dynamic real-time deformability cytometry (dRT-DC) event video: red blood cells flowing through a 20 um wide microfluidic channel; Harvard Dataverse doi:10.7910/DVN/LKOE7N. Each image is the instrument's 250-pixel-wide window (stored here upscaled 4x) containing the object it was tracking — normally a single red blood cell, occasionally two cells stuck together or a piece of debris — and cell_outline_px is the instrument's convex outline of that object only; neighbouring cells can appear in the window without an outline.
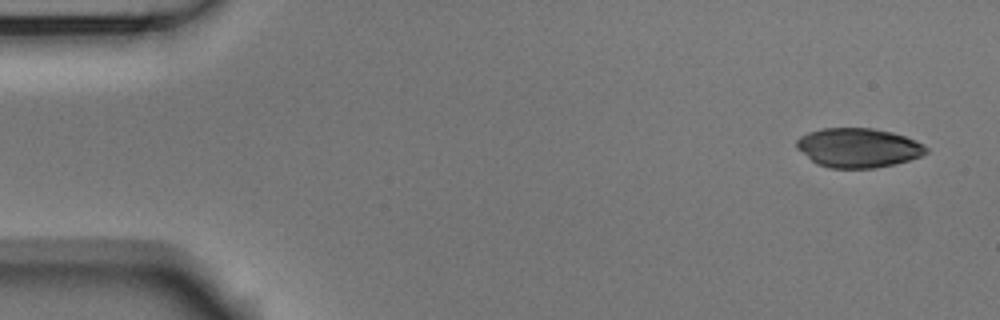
{"species": "Egyptian fruit bat (a non-hibernating species)", "species_latin": "Rousettus aegyptiacus", "temperature_condition": "room temperature", "stored_images_in_passage": 7, "camera_frame_rate_fps": 3000, "um_per_image_px": 0.085, "animal": {"sex": "male"}, "frame": {"image": 1, "passage_image": 1, "time_ms": 0.0, "image_size_px": [1000, 320], "cell_outline_px": [[928, 152], [920, 156], [908, 160], [876, 168], [832, 168], [816, 164], [796, 148], [796, 140], [800, 136], [808, 132], [820, 128], [872, 128], [892, 132], [916, 140], [924, 144], [928, 148]], "centroid_in_image_um": [72.93, 12.55], "position_along_channel_um": 12.1, "area_um2": 29.77}}
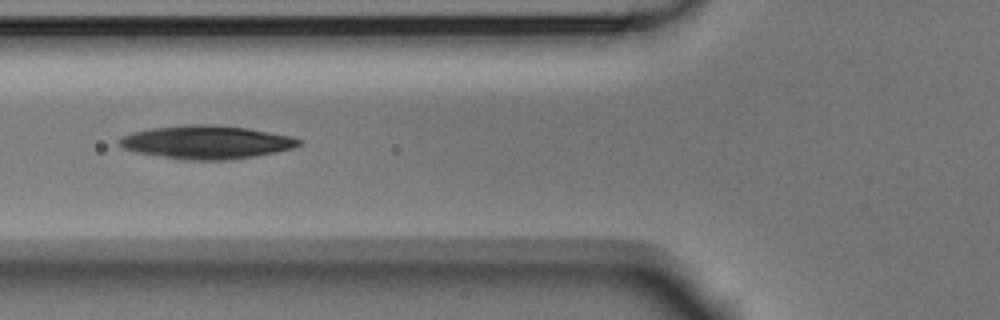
{"frame": {"image": 2, "passage_image": 5, "time_ms": 1.333, "image_size_px": [1000, 320], "cell_outline_px": [[304, 144], [292, 148], [252, 156], [228, 160], [184, 160], [136, 152], [124, 148], [116, 144], [116, 140], [132, 132], [152, 128], [188, 124], [212, 124], [248, 128], [292, 136], [304, 140]], "centroid_in_image_um": [17.55, 12.08], "position_along_channel_um": 108.3, "area_um2": 34.91}}
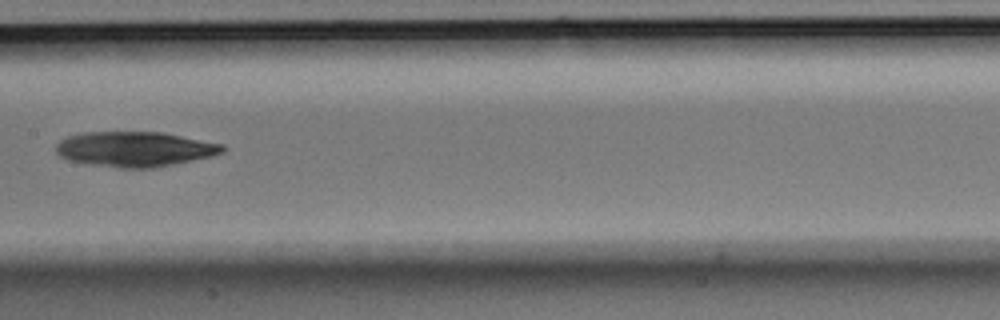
{"frame": {"image": 3, "passage_image": 7, "time_ms": 2.0, "image_size_px": [1000, 320], "cell_outline_px": [[228, 148], [224, 152], [212, 156], [152, 168], [120, 168], [88, 164], [68, 160], [60, 156], [56, 152], [56, 144], [60, 140], [68, 136], [84, 132], [164, 132], [224, 144]], "centroid_in_image_um": [11.48, 12.67], "position_along_channel_um": 195.9, "area_um2": 34.22}}